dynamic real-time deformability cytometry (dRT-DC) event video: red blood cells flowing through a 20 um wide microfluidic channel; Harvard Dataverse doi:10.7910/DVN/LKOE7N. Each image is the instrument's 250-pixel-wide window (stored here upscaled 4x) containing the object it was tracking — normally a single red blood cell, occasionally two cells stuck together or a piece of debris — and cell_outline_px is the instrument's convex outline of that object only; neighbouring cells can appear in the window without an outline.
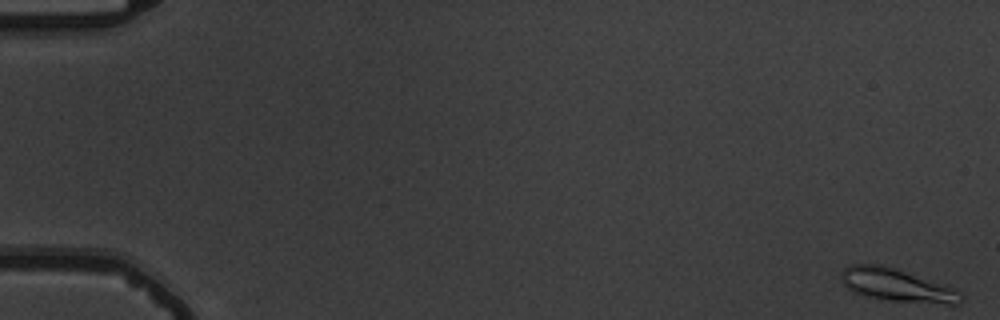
{"species": "common noctule bat (a hibernating species)", "species_latin": "Nyctalus noctula", "temperature_condition": "warm", "stored_images_in_passage": 18, "camera_frame_rate_fps": 3000, "um_per_image_px": 0.085, "animal": {"sex": "male", "body_mass_g": 19.5, "forearm_length_mm": 54.6}, "frame": {"image": 1, "passage_image": 1, "time_ms": 0.0, "image_size_px": [1000, 320], "cell_outline_px": [[964, 300], [960, 304], [948, 304], [892, 300], [864, 296], [852, 292], [840, 280], [844, 268], [848, 264], [880, 264], [948, 284], [956, 288], [964, 296]], "centroid_in_image_um": [76.29, 24.23], "position_along_channel_um": 8.7, "area_um2": 23.18}}
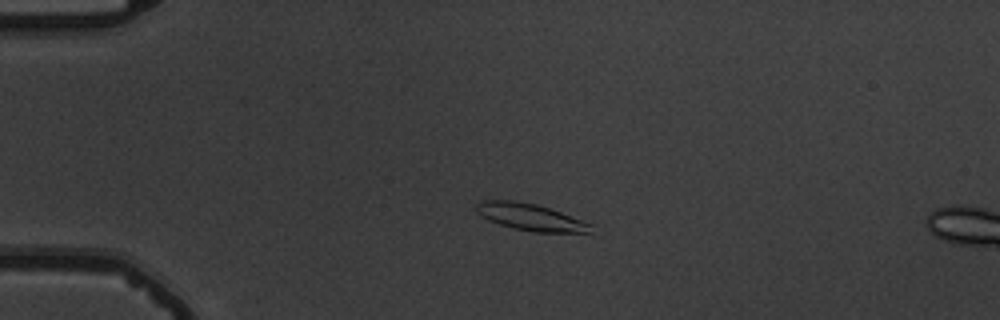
{"frame": {"image": 2, "passage_image": 14, "time_ms": 4.333, "image_size_px": [1000, 320], "cell_outline_px": [[596, 224], [592, 232], [532, 232], [512, 228], [488, 220], [480, 216], [476, 212], [476, 204], [484, 200], [512, 200], [536, 204]], "centroid_in_image_um": [45.12, 18.46], "position_along_channel_um": 39.9, "area_um2": 18.09}}